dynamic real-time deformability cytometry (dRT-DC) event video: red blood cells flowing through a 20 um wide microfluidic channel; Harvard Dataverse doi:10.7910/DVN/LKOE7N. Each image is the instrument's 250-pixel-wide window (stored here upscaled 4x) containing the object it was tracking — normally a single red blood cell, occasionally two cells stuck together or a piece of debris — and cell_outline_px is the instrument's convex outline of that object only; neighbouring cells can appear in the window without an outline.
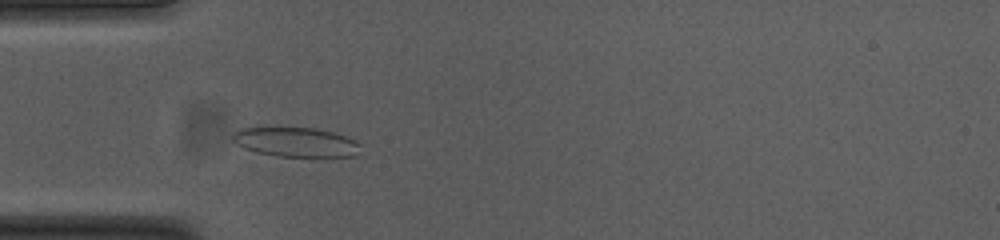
{"species": "common noctule bat (a hibernating species)", "species_latin": "Nyctalus noctula", "temperature_condition": "cold", "stored_images_in_passage": 48, "camera_frame_rate_fps": 3000, "um_per_image_px": 0.085, "animal": {"sex": "female", "body_mass_g": 23.0, "forearm_length_mm": 53.4}, "frame": {"image": 1, "passage_image": 10, "time_ms": 3.0, "image_size_px": [1000, 240], "cell_outline_px": [[360, 144], [356, 156], [276, 156], [256, 152], [244, 148], [236, 144], [232, 140], [232, 132], [240, 128], [264, 124], [316, 128], [332, 132], [356, 140]], "centroid_in_image_um": [25.02, 12.01], "position_along_channel_um": 60.0, "area_um2": 22.89}}
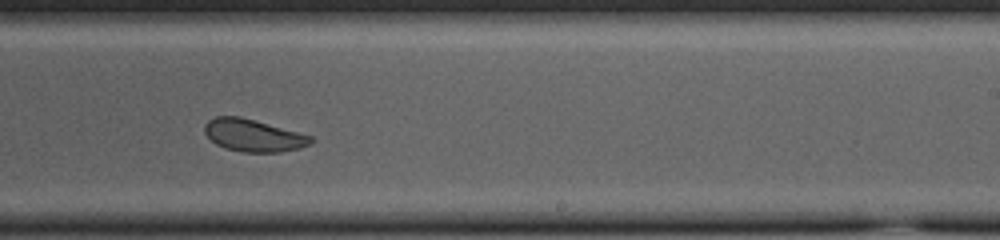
{"frame": {"image": 2, "passage_image": 27, "time_ms": 8.667, "image_size_px": [1000, 240], "cell_outline_px": [[312, 144], [300, 148], [280, 152], [244, 152], [224, 148], [216, 144], [204, 132], [204, 124], [208, 120], [216, 116], [240, 116], [312, 136]], "centroid_in_image_um": [21.52, 11.51], "position_along_channel_um": 267.5, "area_um2": 19.94}}
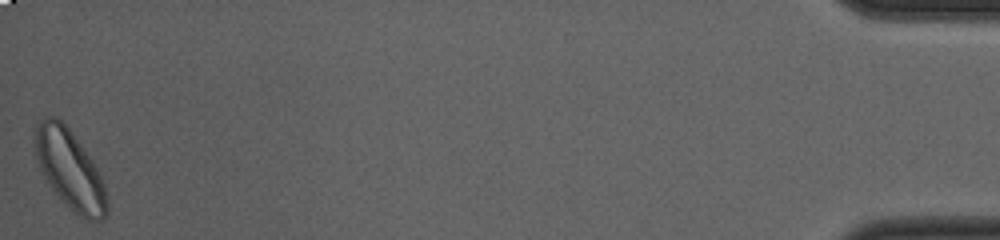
{"frame": {"image": 3, "passage_image": 48, "time_ms": 15.667, "image_size_px": [1000, 240], "cell_outline_px": [[108, 212], [100, 220], [88, 220], [80, 216], [52, 188], [40, 168], [36, 156], [36, 128], [40, 120], [48, 116], [56, 116], [72, 132], [92, 160], [100, 172], [104, 184], [108, 200]], "centroid_in_image_um": [5.98, 14.4], "position_along_channel_um": 429.2, "area_um2": 32.31}, "authors_computed_cell_mechanics": {"area_um2": 22.4842, "velocity_mm_per_s": 3.705, "shape_relaxation_time_tau1_ms": 6.6315, "shape_relaxation_time_tau2_ms": 1.3968, "deformation_change_tau1": 0.1565, "deformation_change_tau2": 0.0605}}